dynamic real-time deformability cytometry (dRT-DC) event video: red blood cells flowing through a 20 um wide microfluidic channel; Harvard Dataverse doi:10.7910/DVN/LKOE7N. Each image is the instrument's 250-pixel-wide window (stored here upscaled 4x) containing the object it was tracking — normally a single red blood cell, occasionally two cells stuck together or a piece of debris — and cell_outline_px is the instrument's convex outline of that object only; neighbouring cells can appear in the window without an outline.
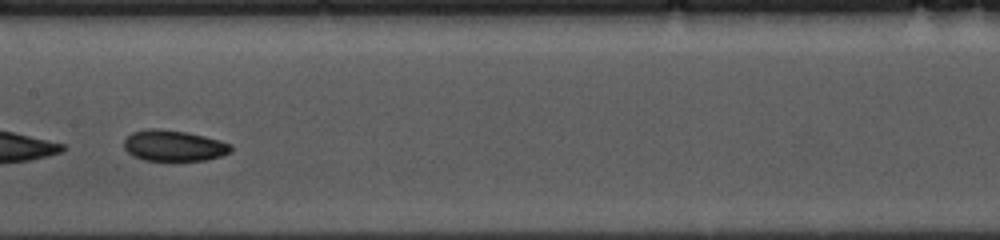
{"species": "common noctule bat (a hibernating species)", "species_latin": "Nyctalus noctula", "temperature_condition": "cold", "stored_images_in_passage": 32, "camera_frame_rate_fps": 3000, "um_per_image_px": 0.085, "animal": {"sex": "female", "body_mass_g": 10.0, "forearm_length_mm": 53.1}, "frame": {"image": 1, "passage_image": 14, "time_ms": 4.333, "image_size_px": [1000, 240], "cell_outline_px": [[232, 152], [220, 156], [204, 160], [144, 160], [132, 156], [124, 148], [124, 140], [132, 132], [148, 128], [152, 128], [188, 132], [220, 140], [232, 144]], "centroid_in_image_um": [14.77, 12.38], "position_along_channel_um": 192.6, "area_um2": 19.31}, "authors_computed_cell_mechanics": {"area_um2": 19.4786, "velocity_mm_per_s": 3.591, "shape_relaxation_time_tau1_ms": 2.0999, "shape_relaxation_time_tau2_ms": 4.3258, "deformation_change_tau1": 0.0711, "deformation_change_tau2": 0.0711}}